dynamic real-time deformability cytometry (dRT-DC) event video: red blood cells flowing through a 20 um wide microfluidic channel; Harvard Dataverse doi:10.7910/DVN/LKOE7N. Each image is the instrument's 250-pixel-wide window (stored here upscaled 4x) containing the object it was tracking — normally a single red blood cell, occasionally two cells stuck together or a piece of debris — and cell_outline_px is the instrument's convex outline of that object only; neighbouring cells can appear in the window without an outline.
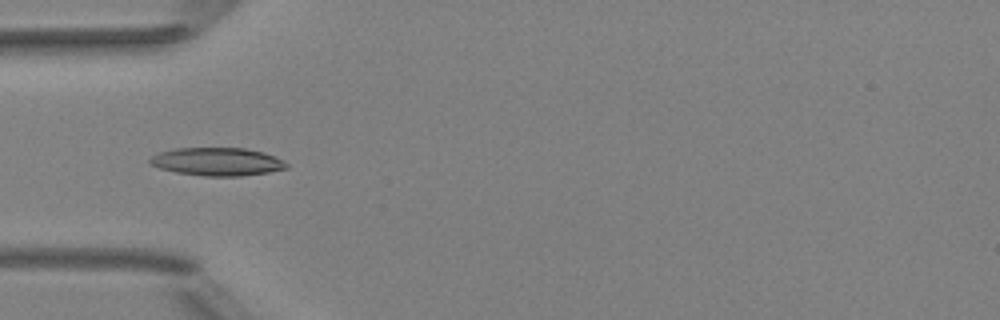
{"species": "Egyptian fruit bat (a non-hibernating species)", "species_latin": "Rousettus aegyptiacus", "temperature_condition": "room temperature", "stored_images_in_passage": 5, "camera_frame_rate_fps": 3000, "um_per_image_px": 0.085, "animal": {"sex": "female"}, "frame": {"image": 1, "passage_image": 5, "time_ms": 4.667, "image_size_px": [1000, 320], "cell_outline_px": [[288, 168], [268, 172], [240, 176], [204, 176], [176, 172], [160, 168], [148, 164], [148, 160], [152, 156], [160, 152], [176, 148], [244, 148], [264, 152], [284, 160], [288, 164]], "centroid_in_image_um": [18.46, 13.74], "position_along_channel_um": 66.5, "area_um2": 22.37}}